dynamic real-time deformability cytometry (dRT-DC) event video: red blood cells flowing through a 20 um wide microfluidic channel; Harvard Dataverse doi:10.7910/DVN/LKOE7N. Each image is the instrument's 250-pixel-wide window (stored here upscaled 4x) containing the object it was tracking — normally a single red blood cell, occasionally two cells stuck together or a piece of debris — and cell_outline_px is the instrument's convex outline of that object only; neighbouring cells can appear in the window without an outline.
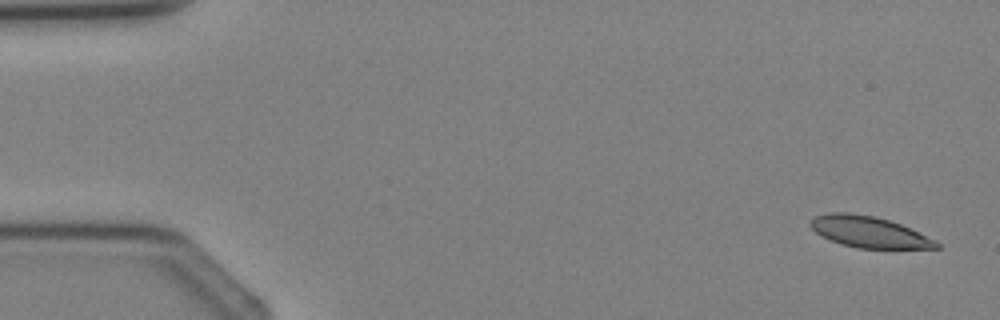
{"species": "Egyptian fruit bat (a non-hibernating species)", "species_latin": "Rousettus aegyptiacus", "temperature_condition": "cold", "stored_images_in_passage": 4, "camera_frame_rate_fps": 3000, "um_per_image_px": 0.085, "animal": {"sex": "female"}, "frame": {"image": 1, "passage_image": 1, "time_ms": 0.0, "image_size_px": [1000, 320], "cell_outline_px": [[940, 248], [856, 248], [840, 244], [820, 236], [808, 224], [816, 216], [828, 212], [848, 212], [876, 216], [900, 224], [936, 240], [940, 244]], "centroid_in_image_um": [73.83, 19.71], "position_along_channel_um": 11.2, "area_um2": 22.89}}
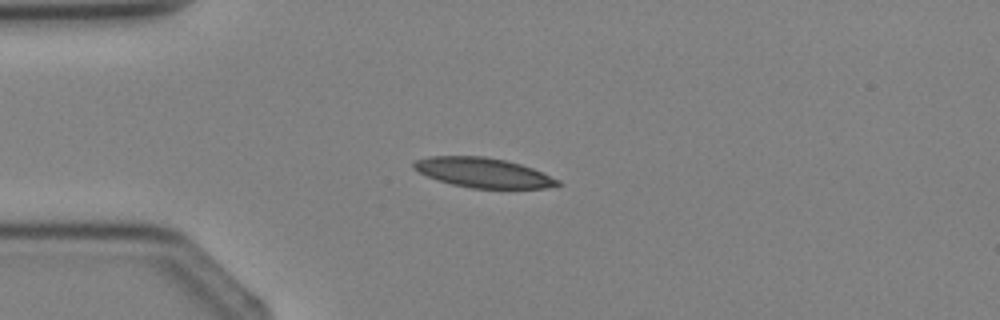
{"frame": {"image": 2, "passage_image": 3, "time_ms": 2.667, "image_size_px": [1000, 320], "cell_outline_px": [[560, 184], [544, 188], [472, 188], [452, 184], [428, 176], [412, 168], [412, 164], [416, 160], [428, 156], [484, 156], [504, 160], [520, 164], [532, 168], [560, 180]], "centroid_in_image_um": [41.05, 14.67], "position_along_channel_um": 43.9, "area_um2": 24.62}}
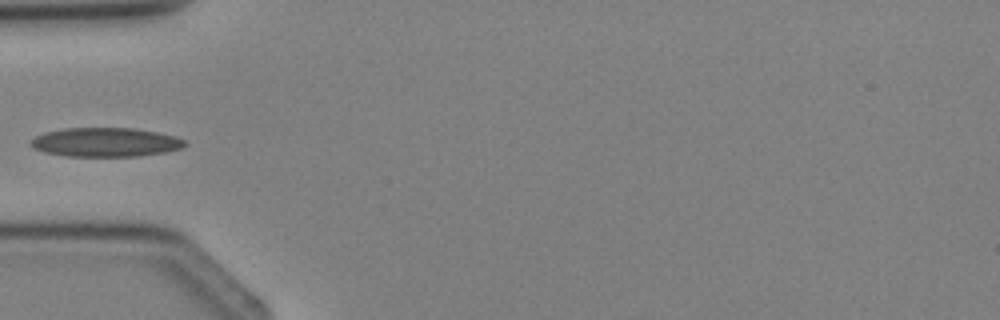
{"frame": {"image": 3, "passage_image": 4, "time_ms": 3.667, "image_size_px": [1000, 320], "cell_outline_px": [[188, 144], [180, 148], [164, 152], [136, 156], [64, 156], [44, 152], [32, 148], [28, 144], [36, 136], [44, 132], [64, 128], [132, 128], [156, 132], [176, 136], [184, 140]], "centroid_in_image_um": [8.93, 12.09], "position_along_channel_um": 76.1, "area_um2": 26.07}}